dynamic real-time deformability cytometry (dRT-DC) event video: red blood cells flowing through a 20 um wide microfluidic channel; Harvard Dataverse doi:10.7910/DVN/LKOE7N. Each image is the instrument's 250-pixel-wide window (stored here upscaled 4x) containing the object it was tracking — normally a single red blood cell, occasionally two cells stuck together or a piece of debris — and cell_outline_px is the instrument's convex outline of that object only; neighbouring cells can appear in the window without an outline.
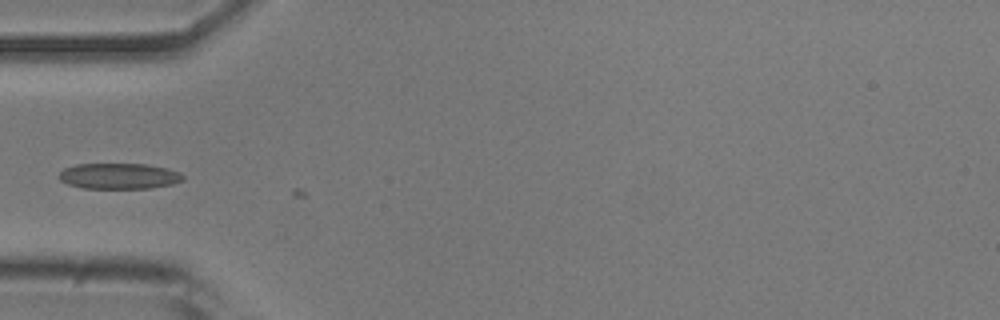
{"species": "common noctule bat (a hibernating species)", "species_latin": "Nyctalus noctula", "temperature_condition": "room temperature", "stored_images_in_passage": 2, "camera_frame_rate_fps": 3000, "um_per_image_px": 0.085, "animal": {"sex": "male", "body_mass_g": 20.5, "forearm_length_mm": 52.5}, "frame": {"image": 1, "passage_image": 1, "time_ms": 0.0, "image_size_px": [1000, 320], "cell_outline_px": [[184, 180], [172, 184], [152, 188], [80, 188], [68, 184], [60, 180], [60, 172], [64, 168], [76, 164], [148, 164], [180, 172], [184, 176]], "centroid_in_image_um": [10.12, 14.97], "position_along_channel_um": 74.9, "area_um2": 18.61}}